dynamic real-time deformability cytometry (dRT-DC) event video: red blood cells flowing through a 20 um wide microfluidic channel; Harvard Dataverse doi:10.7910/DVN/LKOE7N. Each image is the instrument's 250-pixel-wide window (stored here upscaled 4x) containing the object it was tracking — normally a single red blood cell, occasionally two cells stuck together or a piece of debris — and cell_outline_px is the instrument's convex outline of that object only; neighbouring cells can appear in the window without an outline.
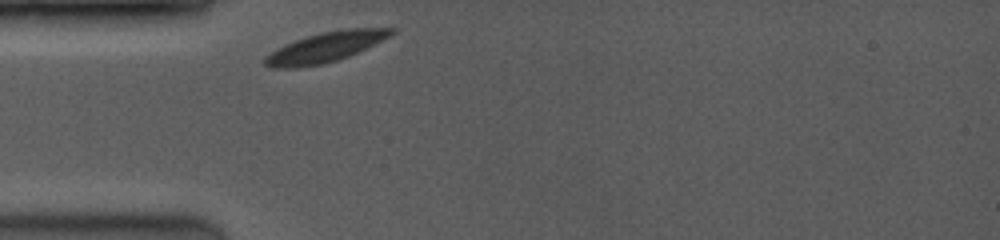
{"species": "common noctule bat (a hibernating species)", "species_latin": "Nyctalus noctula", "temperature_condition": "room temperature", "stored_images_in_passage": 22, "camera_frame_rate_fps": 3500, "um_per_image_px": 0.085, "animal": {"sex": "female", "body_mass_g": 19.0, "forearm_length_mm": 53.3}, "frame": {"image": 1, "passage_image": 1, "time_ms": 0.0, "image_size_px": [1000, 240], "cell_outline_px": [[396, 32], [392, 36], [348, 56], [336, 60], [320, 64], [296, 68], [272, 68], [264, 64], [264, 56], [276, 48], [284, 44], [320, 32], [348, 28], [396, 28]], "centroid_in_image_um": [27.66, 4.0], "position_along_channel_um": 57.3, "area_um2": 22.02}}
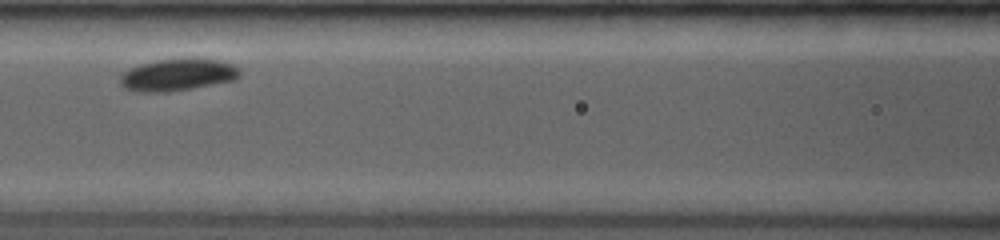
{"frame": {"image": 2, "passage_image": 7, "time_ms": 2.571, "image_size_px": [1000, 240], "cell_outline_px": [[240, 76], [236, 80], [192, 88], [168, 92], [140, 92], [124, 88], [120, 84], [120, 76], [128, 68], [140, 64], [160, 60], [188, 56], [196, 56], [216, 60], [232, 64], [240, 68]], "centroid_in_image_um": [15.12, 6.33], "position_along_channel_um": 151.5, "area_um2": 22.89}}
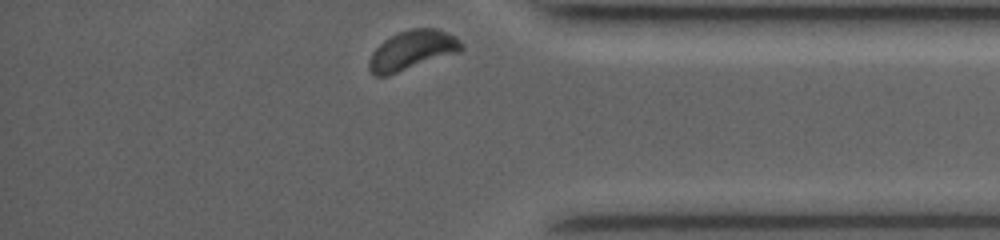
{"frame": {"image": 3, "passage_image": 22, "time_ms": 9.143, "image_size_px": [1000, 240], "cell_outline_px": [[464, 48], [460, 52], [388, 76], [376, 76], [368, 68], [368, 60], [372, 52], [384, 40], [400, 32], [412, 28], [436, 28], [448, 32], [456, 36], [464, 44]], "centroid_in_image_um": [35.07, 4.27], "position_along_channel_um": 400.1, "area_um2": 21.39}, "authors_computed_cell_mechanics": {"area_um2": 21.5016, "velocity_mm_per_s": 3.8332, "shape_relaxation_time_tau1_ms": 3.7157, "shape_relaxation_time_tau2_ms": null, "deformation_change_tau1": 0.1123, "deformation_change_tau2": null}}